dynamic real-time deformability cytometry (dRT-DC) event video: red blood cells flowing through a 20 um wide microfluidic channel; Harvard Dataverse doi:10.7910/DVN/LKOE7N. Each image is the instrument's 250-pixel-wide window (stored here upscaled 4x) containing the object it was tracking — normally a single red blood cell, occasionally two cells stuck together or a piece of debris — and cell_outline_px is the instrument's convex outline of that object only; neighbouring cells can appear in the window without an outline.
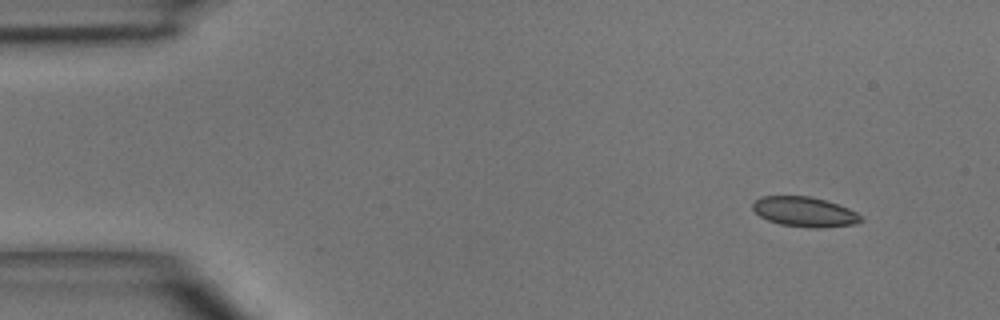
{"species": "common noctule bat (a hibernating species)", "species_latin": "Nyctalus noctula", "temperature_condition": "room temperature", "stored_images_in_passage": 4, "camera_frame_rate_fps": 3000, "um_per_image_px": 0.085, "animal": {"sex": "male", "body_mass_g": 15.6}, "frame": {"image": 1, "passage_image": 1, "time_ms": 0.0, "image_size_px": [1000, 320], "cell_outline_px": [[864, 220], [856, 224], [820, 228], [812, 228], [780, 224], [768, 220], [760, 216], [752, 208], [752, 204], [756, 200], [764, 196], [808, 196], [824, 200], [848, 208], [864, 216]], "centroid_in_image_um": [68.43, 18.01], "position_along_channel_um": 16.6, "area_um2": 18.79}}